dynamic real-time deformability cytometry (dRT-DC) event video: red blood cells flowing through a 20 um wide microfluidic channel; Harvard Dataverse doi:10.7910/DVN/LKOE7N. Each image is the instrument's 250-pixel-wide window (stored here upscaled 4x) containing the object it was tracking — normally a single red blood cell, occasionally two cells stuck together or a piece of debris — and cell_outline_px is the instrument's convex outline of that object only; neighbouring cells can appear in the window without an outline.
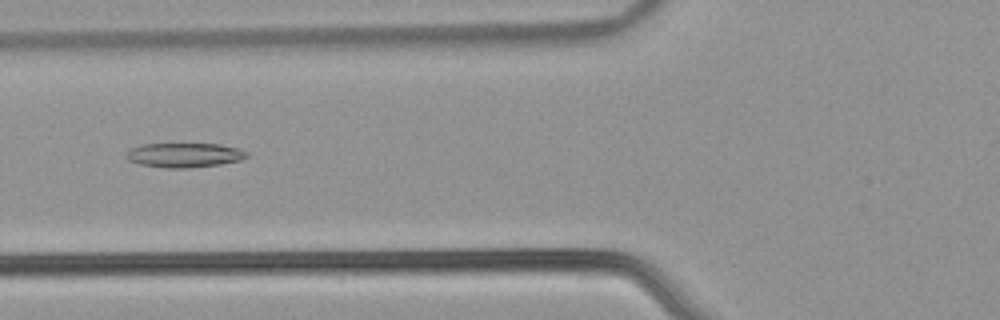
{"species": "common noctule bat (a hibernating species)", "species_latin": "Nyctalus noctula", "temperature_condition": "warm", "stored_images_in_passage": 42, "camera_frame_rate_fps": 3000, "um_per_image_px": 0.085, "animal": {"sex": "male", "body_mass_g": 21.5, "forearm_length_mm": 52.0}, "frame": {"image": 1, "passage_image": 10, "time_ms": 3.0, "image_size_px": [1000, 320], "cell_outline_px": [[248, 156], [240, 160], [220, 164], [188, 168], [164, 168], [140, 164], [128, 160], [124, 156], [132, 148], [140, 144], [220, 144], [240, 148], [248, 152]], "centroid_in_image_um": [15.68, 13.18], "position_along_channel_um": 110.1, "area_um2": 17.22}}
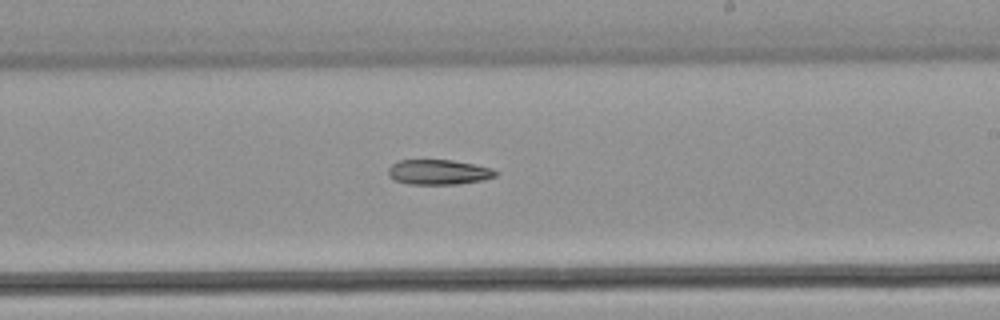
{"frame": {"image": 2, "passage_image": 21, "time_ms": 6.667, "image_size_px": [1000, 320], "cell_outline_px": [[500, 172], [496, 176], [484, 180], [456, 184], [408, 184], [396, 180], [388, 176], [388, 168], [396, 160], [452, 160], [476, 164], [492, 168]], "centroid_in_image_um": [37.3, 14.62], "position_along_channel_um": 251.7, "area_um2": 15.84}}
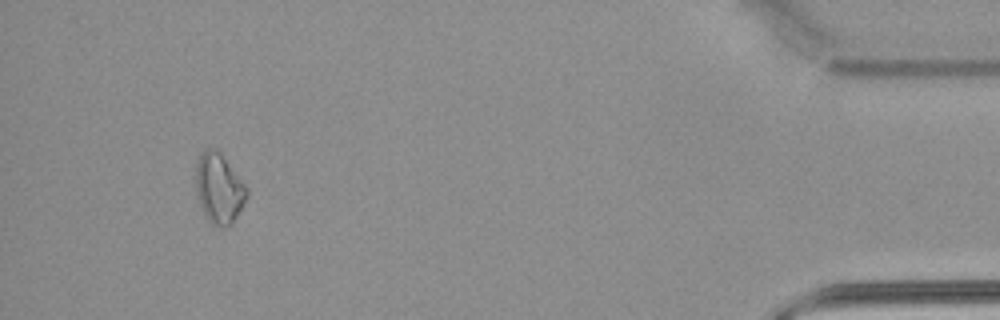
{"frame": {"image": 3, "passage_image": 39, "time_ms": 12.667, "image_size_px": [1000, 320], "cell_outline_px": [[248, 196], [236, 216], [224, 228], [212, 224], [208, 220], [200, 204], [196, 192], [196, 164], [200, 152], [204, 148], [216, 148], [220, 152], [244, 184], [248, 192]], "centroid_in_image_um": [18.58, 15.97], "position_along_channel_um": 416.6, "area_um2": 20.46}}